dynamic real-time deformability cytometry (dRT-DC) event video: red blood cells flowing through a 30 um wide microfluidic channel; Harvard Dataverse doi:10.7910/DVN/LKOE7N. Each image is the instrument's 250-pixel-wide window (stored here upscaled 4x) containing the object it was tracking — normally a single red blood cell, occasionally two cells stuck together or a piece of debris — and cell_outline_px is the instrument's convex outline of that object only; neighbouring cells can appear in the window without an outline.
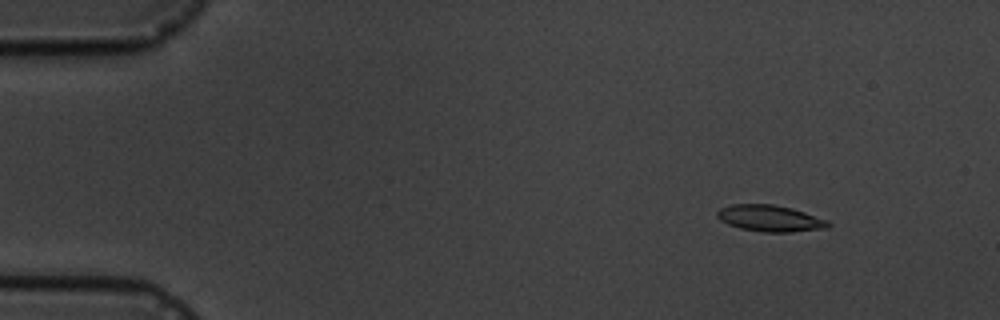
{"species": "common noctule bat (a hibernating species)", "species_latin": "Nyctalus noctula", "temperature_condition": "cold", "stored_images_in_passage": 5, "camera_frame_rate_fps": 3000, "um_per_image_px": 0.085, "animal": {"sex": "male", "body_mass_g": 19.5, "forearm_length_mm": 54.6}, "frame": {"image": 1, "passage_image": 2, "time_ms": 1.0, "image_size_px": [1000, 320], "cell_outline_px": [[832, 224], [828, 228], [792, 232], [760, 232], [740, 228], [728, 224], [720, 220], [716, 216], [716, 212], [720, 208], [732, 204], [772, 204], [792, 208], [828, 220]], "centroid_in_image_um": [65.46, 18.56], "position_along_channel_um": 19.5, "area_um2": 17.22}}
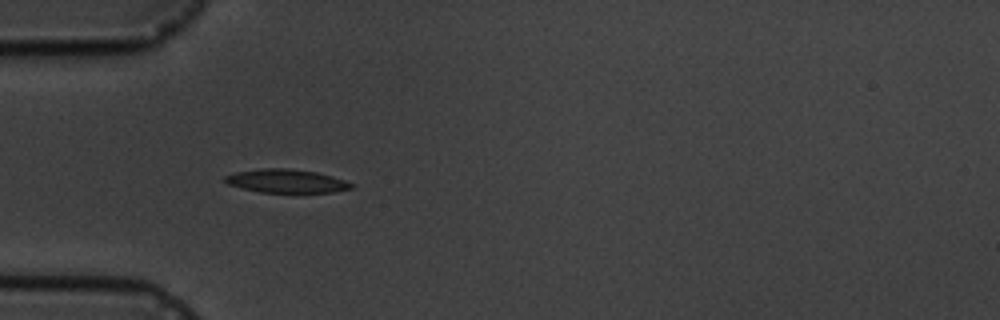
{"frame": {"image": 2, "passage_image": 5, "time_ms": 4.667, "image_size_px": [1000, 320], "cell_outline_px": [[356, 184], [352, 188], [332, 192], [260, 192], [228, 184], [224, 180], [224, 176], [236, 172], [264, 168], [288, 168], [316, 172], [332, 176]], "centroid_in_image_um": [24.36, 15.38], "position_along_channel_um": 60.6, "area_um2": 17.11}}